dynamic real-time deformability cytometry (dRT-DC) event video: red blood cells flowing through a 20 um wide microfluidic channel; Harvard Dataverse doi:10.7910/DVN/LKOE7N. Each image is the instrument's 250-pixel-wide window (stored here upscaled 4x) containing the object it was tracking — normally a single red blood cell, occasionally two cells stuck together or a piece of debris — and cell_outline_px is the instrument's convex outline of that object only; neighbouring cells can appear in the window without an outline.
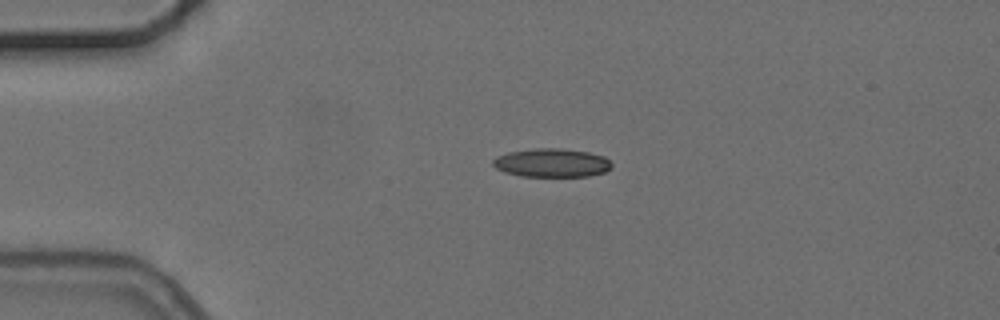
{"species": "common noctule bat (a hibernating species)", "species_latin": "Nyctalus noctula", "temperature_condition": "cold", "stored_images_in_passage": 6, "camera_frame_rate_fps": 3000, "um_per_image_px": 0.085, "animal": {"sex": "female", "body_mass_g": 24.6, "forearm_length_mm": 56.2}, "frame": {"image": 1, "passage_image": 4, "time_ms": 3.333, "image_size_px": [1000, 320], "cell_outline_px": [[612, 168], [604, 172], [588, 176], [520, 176], [504, 172], [496, 168], [492, 164], [492, 160], [496, 156], [508, 152], [532, 148], [560, 148], [588, 152], [604, 156], [612, 164]], "centroid_in_image_um": [46.87, 13.83], "position_along_channel_um": 38.1, "area_um2": 19.88}}
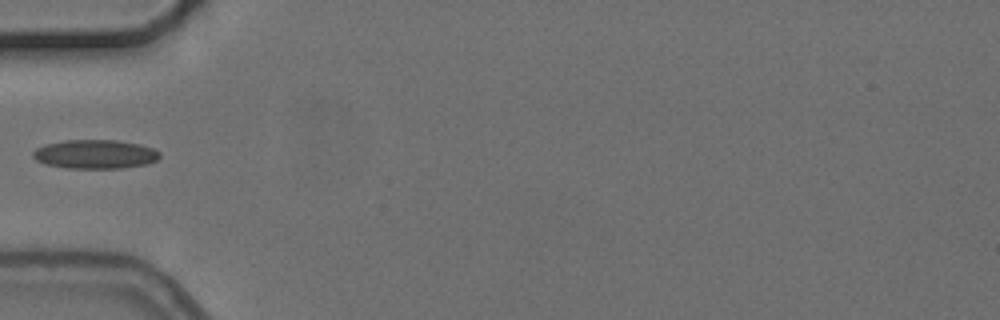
{"frame": {"image": 2, "passage_image": 5, "time_ms": 5.333, "image_size_px": [1000, 320], "cell_outline_px": [[160, 156], [156, 160], [148, 164], [120, 168], [64, 168], [44, 164], [36, 160], [32, 156], [32, 152], [36, 148], [44, 144], [64, 140], [116, 140], [140, 144], [152, 148], [160, 152]], "centroid_in_image_um": [8.05, 13.1], "position_along_channel_um": 76.9, "area_um2": 21.56}}
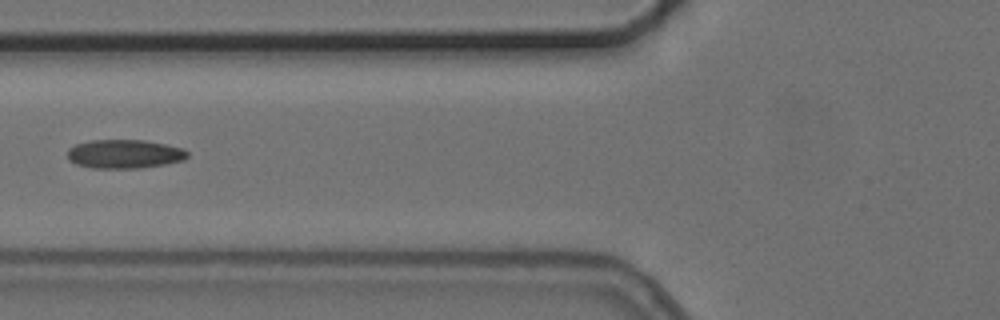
{"frame": {"image": 3, "passage_image": 6, "time_ms": 6.333, "image_size_px": [1000, 320], "cell_outline_px": [[188, 156], [184, 160], [164, 164], [140, 168], [92, 168], [76, 164], [68, 160], [68, 148], [76, 144], [92, 140], [144, 140], [184, 148], [188, 152]], "centroid_in_image_um": [10.57, 13.09], "position_along_channel_um": 115.2, "area_um2": 20.17}}